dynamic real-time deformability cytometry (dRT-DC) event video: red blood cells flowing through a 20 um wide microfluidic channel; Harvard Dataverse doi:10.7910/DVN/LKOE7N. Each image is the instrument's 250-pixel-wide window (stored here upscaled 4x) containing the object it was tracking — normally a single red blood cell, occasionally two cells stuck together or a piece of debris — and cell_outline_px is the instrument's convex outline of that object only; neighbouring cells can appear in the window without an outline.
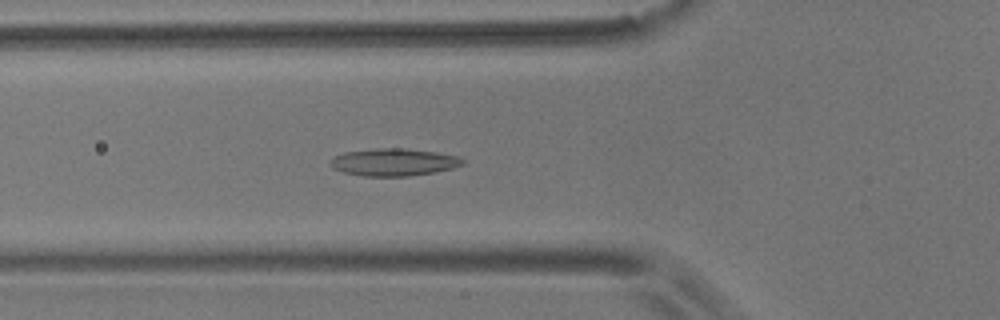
{"species": "common noctule bat (a hibernating species)", "species_latin": "Nyctalus noctula", "temperature_condition": "room temperature", "stored_images_in_passage": 55, "camera_frame_rate_fps": 3000, "um_per_image_px": 0.085, "animal": {"sex": "male", "body_mass_g": 17.9}, "frame": {"image": 1, "passage_image": 19, "time_ms": 6.0, "image_size_px": [1000, 320], "cell_outline_px": [[464, 164], [452, 168], [436, 172], [408, 176], [364, 176], [344, 172], [332, 168], [328, 164], [332, 156], [344, 152], [376, 148], [404, 148], [436, 152], [460, 156], [464, 160]], "centroid_in_image_um": [33.45, 13.78], "position_along_channel_um": 92.4, "area_um2": 21.33}}
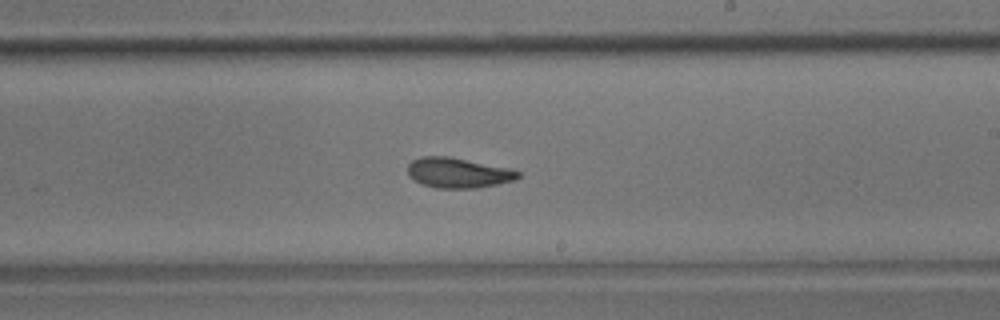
{"frame": {"image": 2, "passage_image": 32, "time_ms": 10.333, "image_size_px": [1000, 320], "cell_outline_px": [[520, 176], [516, 180], [476, 188], [436, 188], [424, 184], [408, 176], [408, 164], [412, 160], [420, 156], [448, 156], [508, 168], [520, 172]], "centroid_in_image_um": [38.92, 14.68], "position_along_channel_um": 250.1, "area_um2": 19.25}}
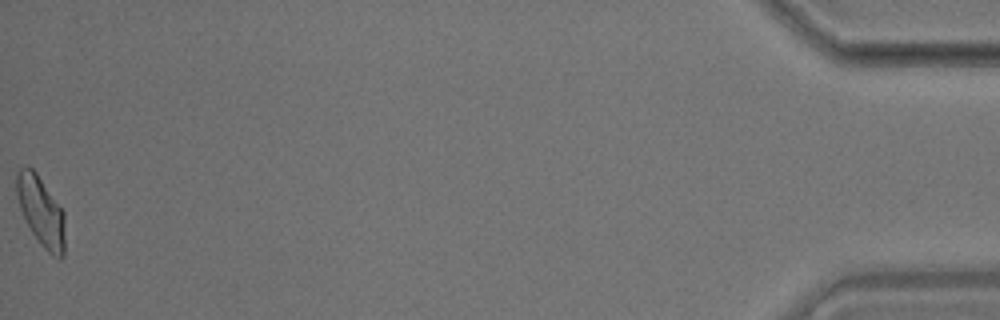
{"frame": {"image": 3, "passage_image": 55, "time_ms": 18.0, "image_size_px": [1000, 320], "cell_outline_px": [[64, 256], [60, 260], [52, 256], [40, 244], [32, 232], [20, 208], [16, 196], [16, 172], [20, 168], [28, 164], [36, 172], [64, 212]], "centroid_in_image_um": [3.48, 17.95], "position_along_channel_um": 431.7, "area_um2": 19.65}, "authors_computed_cell_mechanics": {"area_um2": 19.652, "velocity_mm_per_s": 3.6323, "shape_relaxation_time_tau1_ms": 10.2312, "shape_relaxation_time_tau2_ms": 2.4155, "deformation_change_tau1": 0.2095, "deformation_change_tau2": 0.0858}}